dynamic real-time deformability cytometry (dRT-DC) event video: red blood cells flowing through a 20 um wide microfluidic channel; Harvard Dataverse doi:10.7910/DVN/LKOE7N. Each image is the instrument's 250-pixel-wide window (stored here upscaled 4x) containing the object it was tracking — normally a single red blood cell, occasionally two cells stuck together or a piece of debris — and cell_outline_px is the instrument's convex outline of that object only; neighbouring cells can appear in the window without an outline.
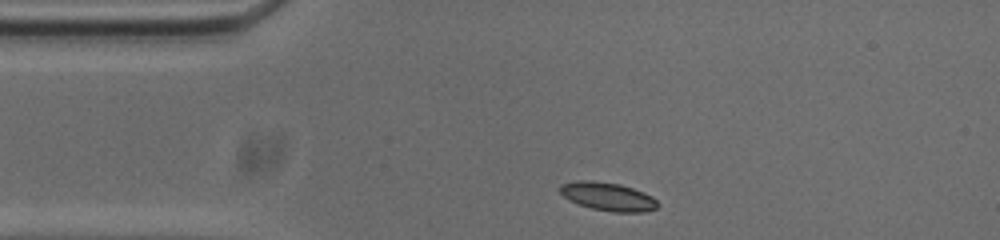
{"species": "common noctule bat (a hibernating species)", "species_latin": "Nyctalus noctula", "temperature_condition": "cold", "stored_images_in_passage": 44, "camera_frame_rate_fps": 3000, "um_per_image_px": 0.085, "animal": {"sex": "male", "body_mass_g": 20.0, "forearm_length_mm": 53.3}, "frame": {"image": 1, "passage_image": 1, "time_ms": 0.0, "image_size_px": [1000, 240], "cell_outline_px": [[660, 204], [656, 208], [644, 212], [612, 212], [592, 208], [568, 200], [556, 188], [560, 184], [576, 180], [588, 180], [620, 184], [644, 192], [652, 196]], "centroid_in_image_um": [51.65, 16.7], "position_along_channel_um": 33.3, "area_um2": 16.24}}
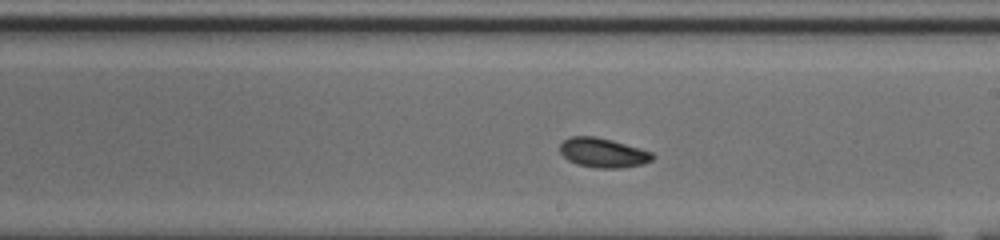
{"frame": {"image": 2, "passage_image": 20, "time_ms": 6.333, "image_size_px": [1000, 240], "cell_outline_px": [[656, 156], [652, 160], [644, 164], [620, 168], [596, 168], [576, 164], [568, 160], [560, 152], [560, 144], [564, 140], [572, 136], [596, 136], [612, 140], [640, 148], [652, 152]], "centroid_in_image_um": [51.27, 12.99], "position_along_channel_um": 237.7, "area_um2": 16.01}}
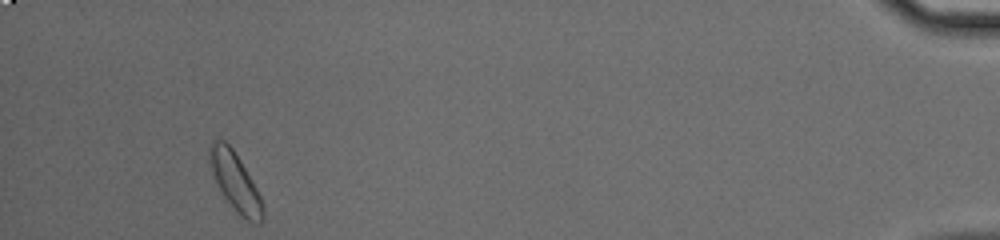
{"frame": {"image": 3, "passage_image": 41, "time_ms": 13.333, "image_size_px": [1000, 240], "cell_outline_px": [[264, 220], [260, 224], [256, 224], [248, 220], [224, 196], [208, 164], [208, 148], [212, 140], [224, 140], [232, 148], [240, 160], [252, 180], [260, 196], [264, 208]], "centroid_in_image_um": [19.99, 15.4], "position_along_channel_um": 415.2, "area_um2": 17.63}, "authors_computed_cell_mechanics": {"area_um2": 15.9817, "velocity_mm_per_s": 3.6958, "shape_relaxation_time_tau1_ms": 3.1138, "shape_relaxation_time_tau2_ms": 5.2319, "deformation_change_tau1": 0.0876, "deformation_change_tau2": 0.0961}}